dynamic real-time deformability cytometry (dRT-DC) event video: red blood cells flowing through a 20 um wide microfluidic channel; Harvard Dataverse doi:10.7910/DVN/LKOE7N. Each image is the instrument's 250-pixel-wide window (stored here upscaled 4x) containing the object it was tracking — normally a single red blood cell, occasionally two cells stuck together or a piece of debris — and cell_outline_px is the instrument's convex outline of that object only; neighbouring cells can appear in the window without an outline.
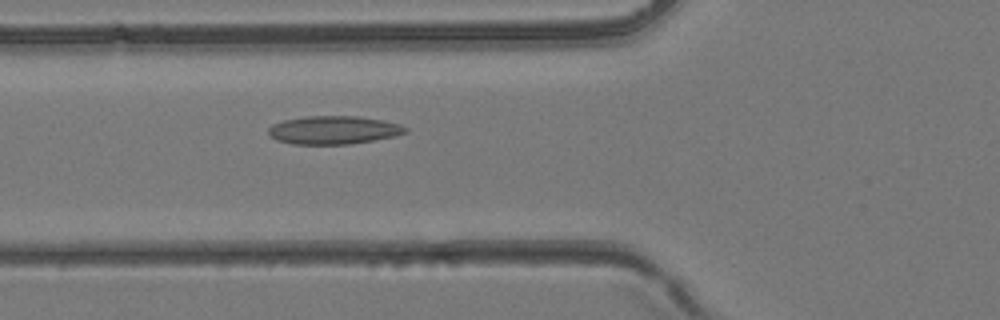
{"species": "common noctule bat (a hibernating species)", "species_latin": "Nyctalus noctula", "temperature_condition": "room temperature", "stored_images_in_passage": 43, "camera_frame_rate_fps": 3000, "um_per_image_px": 0.085, "animal": {"sex": "female", "body_mass_g": 24.6, "forearm_length_mm": 56.2}, "frame": {"image": 1, "passage_image": 16, "time_ms": 5.0, "image_size_px": [1000, 320], "cell_outline_px": [[408, 132], [396, 136], [348, 144], [292, 144], [276, 140], [268, 132], [268, 128], [272, 124], [284, 120], [304, 116], [356, 116], [384, 120], [400, 124], [408, 128]], "centroid_in_image_um": [28.37, 11.05], "position_along_channel_um": 97.4, "area_um2": 22.6}}
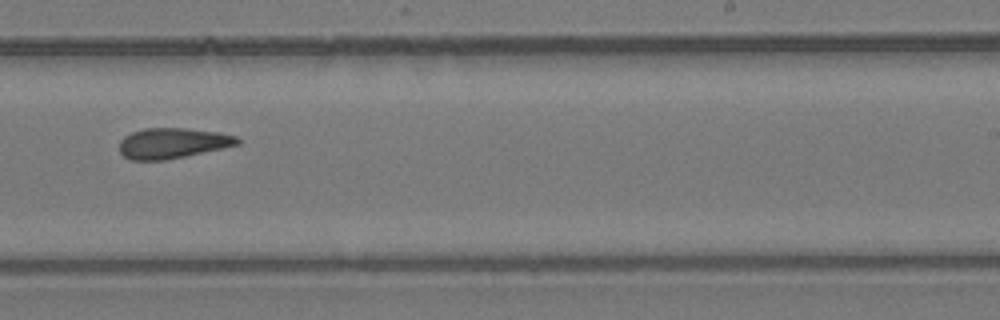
{"frame": {"image": 2, "passage_image": 27, "time_ms": 8.667, "image_size_px": [1000, 320], "cell_outline_px": [[240, 144], [184, 156], [164, 160], [132, 160], [124, 156], [120, 152], [120, 140], [124, 136], [132, 132], [144, 128], [184, 128], [216, 132], [236, 136], [240, 140]], "centroid_in_image_um": [14.64, 12.16], "position_along_channel_um": 274.4, "area_um2": 20.69}}
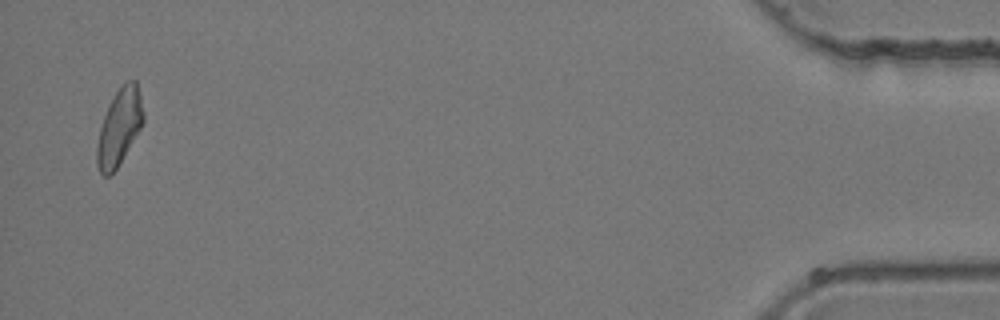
{"frame": {"image": 3, "passage_image": 42, "time_ms": 13.667, "image_size_px": [1000, 320], "cell_outline_px": [[144, 120], [140, 128], [116, 168], [108, 176], [104, 176], [100, 172], [96, 164], [96, 144], [100, 128], [104, 116], [120, 84], [124, 80], [136, 80], [144, 112]], "centroid_in_image_um": [10.13, 10.78], "position_along_channel_um": 425.1, "area_um2": 20.29}}